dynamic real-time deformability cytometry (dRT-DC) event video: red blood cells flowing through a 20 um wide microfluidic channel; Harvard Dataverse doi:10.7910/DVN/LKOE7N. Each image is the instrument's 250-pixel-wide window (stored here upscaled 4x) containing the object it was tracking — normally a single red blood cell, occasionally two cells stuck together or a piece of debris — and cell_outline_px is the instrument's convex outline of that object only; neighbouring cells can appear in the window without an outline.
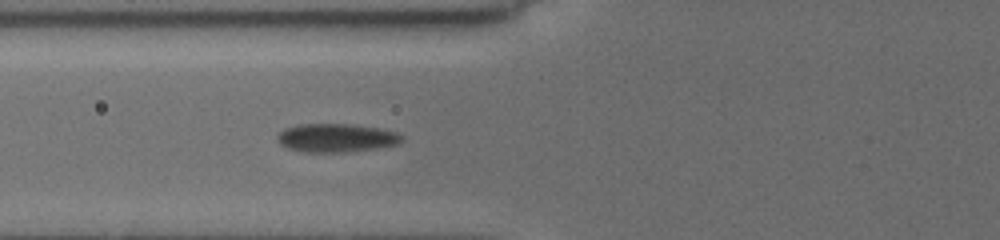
{"species": "common noctule bat (a hibernating species)", "species_latin": "Nyctalus noctula", "temperature_condition": "cold", "stored_images_in_passage": 10, "camera_frame_rate_fps": 3000, "um_per_image_px": 0.085, "animal": {"sex": "female", "body_mass_g": 19.5, "forearm_length_mm": 54.1}, "frame": {"image": 1, "passage_image": 10, "time_ms": 7.0, "image_size_px": [1000, 240], "cell_outline_px": [[404, 140], [400, 144], [380, 148], [352, 152], [304, 152], [288, 148], [280, 144], [276, 140], [276, 136], [284, 128], [296, 124], [352, 124], [380, 128], [396, 132], [404, 136]], "centroid_in_image_um": [28.62, 11.72], "position_along_channel_um": 97.2, "area_um2": 21.15}}